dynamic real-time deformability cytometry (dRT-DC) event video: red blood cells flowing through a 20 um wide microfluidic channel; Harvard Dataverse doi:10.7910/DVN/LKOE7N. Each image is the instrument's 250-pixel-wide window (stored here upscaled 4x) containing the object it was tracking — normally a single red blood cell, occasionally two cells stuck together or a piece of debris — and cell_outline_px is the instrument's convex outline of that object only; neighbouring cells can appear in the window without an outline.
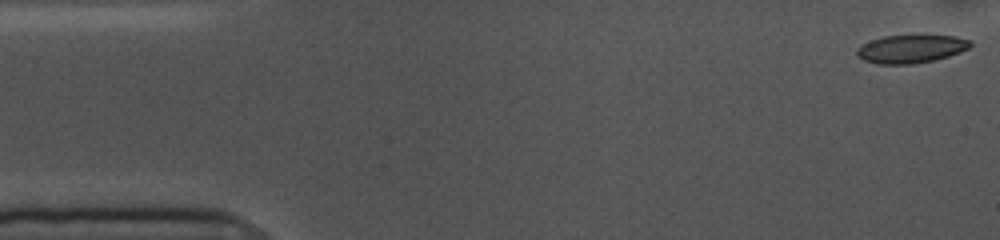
{"species": "common noctule bat (a hibernating species)", "species_latin": "Nyctalus noctula", "temperature_condition": "cold", "stored_images_in_passage": 18, "camera_frame_rate_fps": 3000, "um_per_image_px": 0.085, "animal": {"sex": "female", "body_mass_g": 10.0, "forearm_length_mm": 53.1}, "frame": {"image": 1, "passage_image": 1, "time_ms": 0.0, "image_size_px": [1000, 240], "cell_outline_px": [[972, 44], [968, 48], [960, 52], [948, 56], [932, 60], [912, 64], [876, 64], [864, 60], [856, 56], [856, 48], [872, 40], [884, 36], [956, 36], [972, 40]], "centroid_in_image_um": [77.42, 4.16], "position_along_channel_um": 7.6, "area_um2": 18.44}}
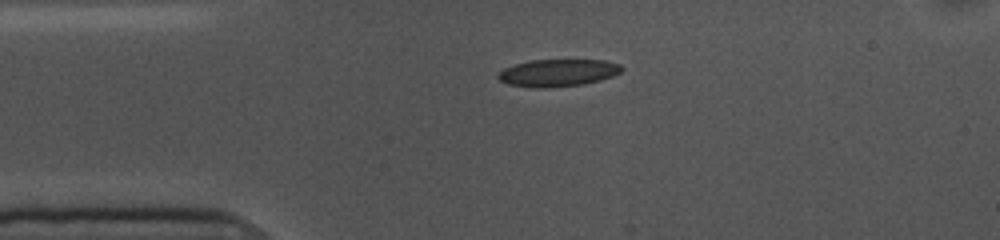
{"frame": {"image": 2, "passage_image": 11, "time_ms": 3.333, "image_size_px": [1000, 240], "cell_outline_px": [[624, 68], [620, 72], [612, 76], [600, 80], [584, 84], [548, 88], [536, 88], [508, 84], [500, 80], [496, 76], [504, 68], [516, 64], [532, 60], [604, 60], [620, 64]], "centroid_in_image_um": [47.43, 6.19], "position_along_channel_um": 37.6, "area_um2": 19.59}}